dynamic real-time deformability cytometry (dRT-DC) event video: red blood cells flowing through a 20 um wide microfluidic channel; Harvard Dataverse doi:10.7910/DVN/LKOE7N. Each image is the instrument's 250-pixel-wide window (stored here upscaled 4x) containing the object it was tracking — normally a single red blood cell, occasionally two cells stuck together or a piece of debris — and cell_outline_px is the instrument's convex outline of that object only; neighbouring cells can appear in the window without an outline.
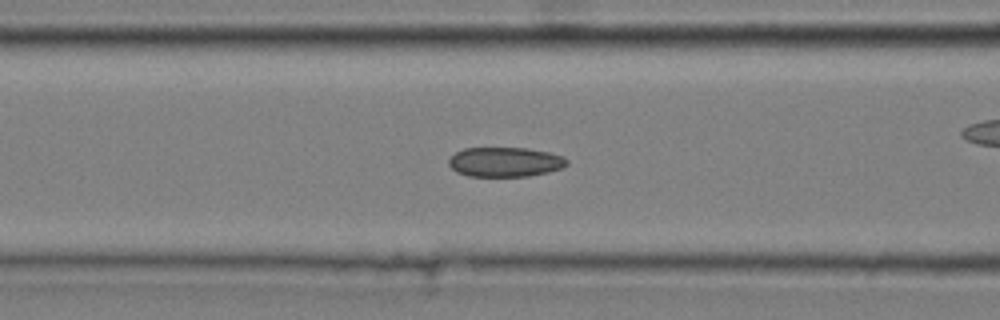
{"species": "common noctule bat (a hibernating species)", "species_latin": "Nyctalus noctula", "temperature_condition": "cold", "stored_images_in_passage": 43, "camera_frame_rate_fps": 3000, "um_per_image_px": 0.085, "animal": {"sex": "male", "body_mass_g": 20.4}, "frame": {"image": 1, "passage_image": 20, "time_ms": 6.333, "image_size_px": [1000, 320], "cell_outline_px": [[568, 164], [560, 168], [548, 172], [528, 176], [468, 176], [456, 172], [448, 164], [448, 160], [456, 152], [464, 148], [528, 148], [548, 152], [564, 156], [568, 160]], "centroid_in_image_um": [42.93, 13.76], "position_along_channel_um": 123.7, "area_um2": 20.4}}
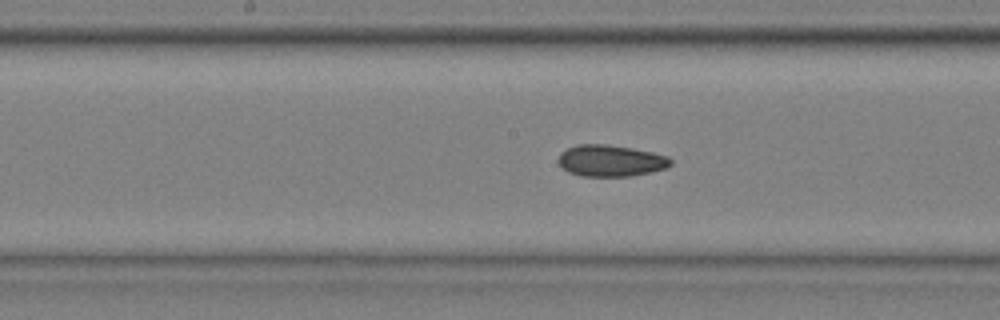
{"frame": {"image": 2, "passage_image": 26, "time_ms": 8.333, "image_size_px": [1000, 320], "cell_outline_px": [[672, 164], [664, 168], [652, 172], [628, 176], [580, 176], [568, 172], [556, 160], [560, 152], [576, 144], [608, 144], [632, 148], [652, 152], [668, 156], [672, 160]], "centroid_in_image_um": [51.88, 13.65], "position_along_channel_um": 196.3, "area_um2": 20.75}}
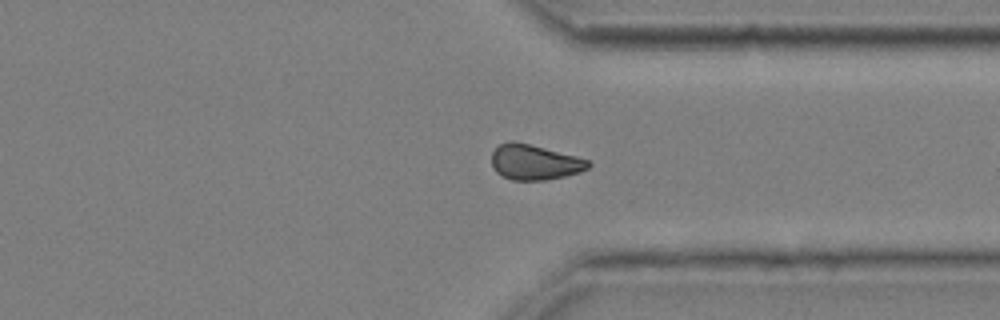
{"frame": {"image": 3, "passage_image": 40, "time_ms": 13.0, "image_size_px": [1000, 320], "cell_outline_px": [[592, 164], [588, 168], [580, 172], [548, 180], [512, 180], [496, 172], [492, 164], [492, 152], [500, 144], [512, 140], [576, 156], [588, 160]], "centroid_in_image_um": [45.44, 13.79], "position_along_channel_um": 366.0, "area_um2": 19.65}}